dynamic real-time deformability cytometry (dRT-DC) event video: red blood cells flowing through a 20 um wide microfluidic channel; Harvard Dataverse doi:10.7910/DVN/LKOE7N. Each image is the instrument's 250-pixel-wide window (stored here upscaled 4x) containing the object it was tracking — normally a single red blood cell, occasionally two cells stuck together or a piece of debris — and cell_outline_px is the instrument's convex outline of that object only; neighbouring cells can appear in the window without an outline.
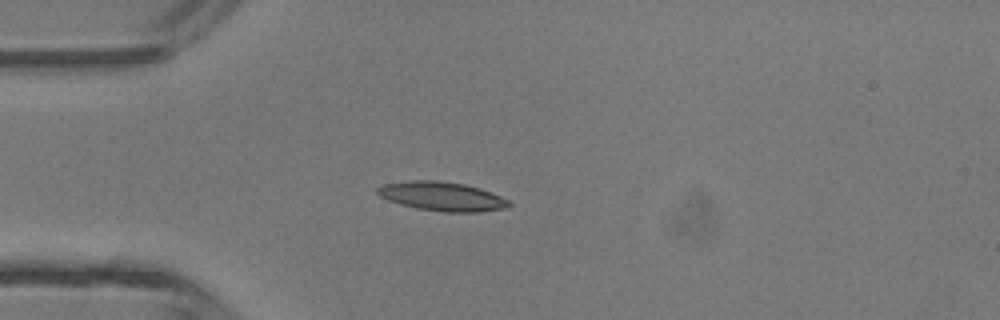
{"species": "common noctule bat (a hibernating species)", "species_latin": "Nyctalus noctula", "temperature_condition": "room temperature", "stored_images_in_passage": 3, "camera_frame_rate_fps": 3000, "um_per_image_px": 0.085, "animal": {"sex": "male", "body_mass_g": 13.3}, "frame": {"image": 1, "passage_image": 3, "time_ms": 0.667, "image_size_px": [1000, 320], "cell_outline_px": [[512, 204], [508, 208], [476, 212], [444, 212], [416, 208], [400, 204], [388, 200], [380, 196], [376, 192], [376, 188], [384, 184], [412, 180], [440, 180], [464, 184], [480, 188], [500, 196], [508, 200]], "centroid_in_image_um": [37.57, 16.69], "position_along_channel_um": 47.4, "area_um2": 22.31}}